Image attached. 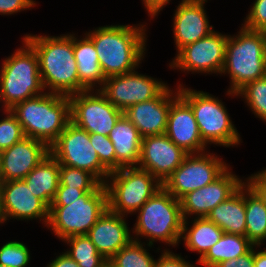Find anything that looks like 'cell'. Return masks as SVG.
<instances>
[{
  "mask_svg": "<svg viewBox=\"0 0 266 267\" xmlns=\"http://www.w3.org/2000/svg\"><path fill=\"white\" fill-rule=\"evenodd\" d=\"M10 111L17 117L25 137L50 147L71 121L69 96L44 92L17 103Z\"/></svg>",
  "mask_w": 266,
  "mask_h": 267,
  "instance_id": "obj_3",
  "label": "cell"
},
{
  "mask_svg": "<svg viewBox=\"0 0 266 267\" xmlns=\"http://www.w3.org/2000/svg\"><path fill=\"white\" fill-rule=\"evenodd\" d=\"M83 36L80 39L73 33V50L77 63L80 92L97 90V88L100 90L106 78L101 71L93 41L86 34Z\"/></svg>",
  "mask_w": 266,
  "mask_h": 267,
  "instance_id": "obj_23",
  "label": "cell"
},
{
  "mask_svg": "<svg viewBox=\"0 0 266 267\" xmlns=\"http://www.w3.org/2000/svg\"><path fill=\"white\" fill-rule=\"evenodd\" d=\"M23 38L38 55L40 77L46 92L64 96L80 92L73 34L60 36L25 34Z\"/></svg>",
  "mask_w": 266,
  "mask_h": 267,
  "instance_id": "obj_2",
  "label": "cell"
},
{
  "mask_svg": "<svg viewBox=\"0 0 266 267\" xmlns=\"http://www.w3.org/2000/svg\"><path fill=\"white\" fill-rule=\"evenodd\" d=\"M49 152L60 165L86 170L102 184L111 173L100 162L96 150L90 143V134L71 121L49 147Z\"/></svg>",
  "mask_w": 266,
  "mask_h": 267,
  "instance_id": "obj_10",
  "label": "cell"
},
{
  "mask_svg": "<svg viewBox=\"0 0 266 267\" xmlns=\"http://www.w3.org/2000/svg\"><path fill=\"white\" fill-rule=\"evenodd\" d=\"M85 192L82 189L58 186L56 195L52 202H73L74 200L83 196Z\"/></svg>",
  "mask_w": 266,
  "mask_h": 267,
  "instance_id": "obj_41",
  "label": "cell"
},
{
  "mask_svg": "<svg viewBox=\"0 0 266 267\" xmlns=\"http://www.w3.org/2000/svg\"><path fill=\"white\" fill-rule=\"evenodd\" d=\"M155 267H195L193 264H190L189 261H186L181 257V253L176 254L170 249L161 250L159 258L155 261Z\"/></svg>",
  "mask_w": 266,
  "mask_h": 267,
  "instance_id": "obj_38",
  "label": "cell"
},
{
  "mask_svg": "<svg viewBox=\"0 0 266 267\" xmlns=\"http://www.w3.org/2000/svg\"><path fill=\"white\" fill-rule=\"evenodd\" d=\"M244 19V27L262 31L266 27V0H255Z\"/></svg>",
  "mask_w": 266,
  "mask_h": 267,
  "instance_id": "obj_37",
  "label": "cell"
},
{
  "mask_svg": "<svg viewBox=\"0 0 266 267\" xmlns=\"http://www.w3.org/2000/svg\"><path fill=\"white\" fill-rule=\"evenodd\" d=\"M30 250L20 241H7L0 247V264L8 267H26L30 262Z\"/></svg>",
  "mask_w": 266,
  "mask_h": 267,
  "instance_id": "obj_34",
  "label": "cell"
},
{
  "mask_svg": "<svg viewBox=\"0 0 266 267\" xmlns=\"http://www.w3.org/2000/svg\"><path fill=\"white\" fill-rule=\"evenodd\" d=\"M20 48L4 58L0 68L1 111L45 92L34 48L24 39ZM4 108V109H3Z\"/></svg>",
  "mask_w": 266,
  "mask_h": 267,
  "instance_id": "obj_6",
  "label": "cell"
},
{
  "mask_svg": "<svg viewBox=\"0 0 266 267\" xmlns=\"http://www.w3.org/2000/svg\"><path fill=\"white\" fill-rule=\"evenodd\" d=\"M261 32L263 33V35H264V39H265V41H266V27H265Z\"/></svg>",
  "mask_w": 266,
  "mask_h": 267,
  "instance_id": "obj_48",
  "label": "cell"
},
{
  "mask_svg": "<svg viewBox=\"0 0 266 267\" xmlns=\"http://www.w3.org/2000/svg\"><path fill=\"white\" fill-rule=\"evenodd\" d=\"M6 113V114H5ZM0 120V150L10 148L15 143L21 141L25 135L17 117L10 111L5 110Z\"/></svg>",
  "mask_w": 266,
  "mask_h": 267,
  "instance_id": "obj_35",
  "label": "cell"
},
{
  "mask_svg": "<svg viewBox=\"0 0 266 267\" xmlns=\"http://www.w3.org/2000/svg\"><path fill=\"white\" fill-rule=\"evenodd\" d=\"M148 247L151 248L152 245L132 239L110 261L115 267H155L156 259L147 252Z\"/></svg>",
  "mask_w": 266,
  "mask_h": 267,
  "instance_id": "obj_31",
  "label": "cell"
},
{
  "mask_svg": "<svg viewBox=\"0 0 266 267\" xmlns=\"http://www.w3.org/2000/svg\"><path fill=\"white\" fill-rule=\"evenodd\" d=\"M261 172L266 176V168H264L263 170H261Z\"/></svg>",
  "mask_w": 266,
  "mask_h": 267,
  "instance_id": "obj_49",
  "label": "cell"
},
{
  "mask_svg": "<svg viewBox=\"0 0 266 267\" xmlns=\"http://www.w3.org/2000/svg\"><path fill=\"white\" fill-rule=\"evenodd\" d=\"M215 267H254V247L246 254L220 262Z\"/></svg>",
  "mask_w": 266,
  "mask_h": 267,
  "instance_id": "obj_42",
  "label": "cell"
},
{
  "mask_svg": "<svg viewBox=\"0 0 266 267\" xmlns=\"http://www.w3.org/2000/svg\"><path fill=\"white\" fill-rule=\"evenodd\" d=\"M206 1L181 0L173 15V34L177 53L185 46L214 31L205 10Z\"/></svg>",
  "mask_w": 266,
  "mask_h": 267,
  "instance_id": "obj_21",
  "label": "cell"
},
{
  "mask_svg": "<svg viewBox=\"0 0 266 267\" xmlns=\"http://www.w3.org/2000/svg\"><path fill=\"white\" fill-rule=\"evenodd\" d=\"M136 213V223L131 228L133 240L141 242V237H144L148 239L147 244L152 246L157 241L169 244V247L179 245L184 221L181 202L164 187L151 196Z\"/></svg>",
  "mask_w": 266,
  "mask_h": 267,
  "instance_id": "obj_5",
  "label": "cell"
},
{
  "mask_svg": "<svg viewBox=\"0 0 266 267\" xmlns=\"http://www.w3.org/2000/svg\"><path fill=\"white\" fill-rule=\"evenodd\" d=\"M171 89L167 86L156 98L134 104L124 112L142 138L166 132L171 102L179 95L178 85L176 90Z\"/></svg>",
  "mask_w": 266,
  "mask_h": 267,
  "instance_id": "obj_19",
  "label": "cell"
},
{
  "mask_svg": "<svg viewBox=\"0 0 266 267\" xmlns=\"http://www.w3.org/2000/svg\"><path fill=\"white\" fill-rule=\"evenodd\" d=\"M5 220H4V215L2 212V201H1V182H0V225L4 224Z\"/></svg>",
  "mask_w": 266,
  "mask_h": 267,
  "instance_id": "obj_46",
  "label": "cell"
},
{
  "mask_svg": "<svg viewBox=\"0 0 266 267\" xmlns=\"http://www.w3.org/2000/svg\"><path fill=\"white\" fill-rule=\"evenodd\" d=\"M126 218L107 208L87 233L97 251L108 260L132 240Z\"/></svg>",
  "mask_w": 266,
  "mask_h": 267,
  "instance_id": "obj_22",
  "label": "cell"
},
{
  "mask_svg": "<svg viewBox=\"0 0 266 267\" xmlns=\"http://www.w3.org/2000/svg\"><path fill=\"white\" fill-rule=\"evenodd\" d=\"M188 155L164 134L145 136L137 167L147 170L162 184Z\"/></svg>",
  "mask_w": 266,
  "mask_h": 267,
  "instance_id": "obj_16",
  "label": "cell"
},
{
  "mask_svg": "<svg viewBox=\"0 0 266 267\" xmlns=\"http://www.w3.org/2000/svg\"><path fill=\"white\" fill-rule=\"evenodd\" d=\"M71 122L89 134L108 136L124 112L107 100L100 90H85L69 96Z\"/></svg>",
  "mask_w": 266,
  "mask_h": 267,
  "instance_id": "obj_12",
  "label": "cell"
},
{
  "mask_svg": "<svg viewBox=\"0 0 266 267\" xmlns=\"http://www.w3.org/2000/svg\"><path fill=\"white\" fill-rule=\"evenodd\" d=\"M264 78L266 79V66H265Z\"/></svg>",
  "mask_w": 266,
  "mask_h": 267,
  "instance_id": "obj_50",
  "label": "cell"
},
{
  "mask_svg": "<svg viewBox=\"0 0 266 267\" xmlns=\"http://www.w3.org/2000/svg\"><path fill=\"white\" fill-rule=\"evenodd\" d=\"M90 143L96 150L100 162L110 171L116 170L115 149L108 136L98 133L90 134Z\"/></svg>",
  "mask_w": 266,
  "mask_h": 267,
  "instance_id": "obj_36",
  "label": "cell"
},
{
  "mask_svg": "<svg viewBox=\"0 0 266 267\" xmlns=\"http://www.w3.org/2000/svg\"><path fill=\"white\" fill-rule=\"evenodd\" d=\"M59 178V186L76 187L85 193L97 192L104 185L90 172L66 165H60Z\"/></svg>",
  "mask_w": 266,
  "mask_h": 267,
  "instance_id": "obj_33",
  "label": "cell"
},
{
  "mask_svg": "<svg viewBox=\"0 0 266 267\" xmlns=\"http://www.w3.org/2000/svg\"><path fill=\"white\" fill-rule=\"evenodd\" d=\"M245 236L255 245L266 240V205L258 194L245 182Z\"/></svg>",
  "mask_w": 266,
  "mask_h": 267,
  "instance_id": "obj_29",
  "label": "cell"
},
{
  "mask_svg": "<svg viewBox=\"0 0 266 267\" xmlns=\"http://www.w3.org/2000/svg\"><path fill=\"white\" fill-rule=\"evenodd\" d=\"M145 26L106 25L85 33L93 41L105 78L137 70L147 50Z\"/></svg>",
  "mask_w": 266,
  "mask_h": 267,
  "instance_id": "obj_1",
  "label": "cell"
},
{
  "mask_svg": "<svg viewBox=\"0 0 266 267\" xmlns=\"http://www.w3.org/2000/svg\"><path fill=\"white\" fill-rule=\"evenodd\" d=\"M104 186L108 209L127 217L136 214L163 184L147 170L131 166L111 172Z\"/></svg>",
  "mask_w": 266,
  "mask_h": 267,
  "instance_id": "obj_8",
  "label": "cell"
},
{
  "mask_svg": "<svg viewBox=\"0 0 266 267\" xmlns=\"http://www.w3.org/2000/svg\"><path fill=\"white\" fill-rule=\"evenodd\" d=\"M178 93L191 106L201 139L207 146L214 144L229 148L242 143L226 106L218 97L183 84L178 85Z\"/></svg>",
  "mask_w": 266,
  "mask_h": 267,
  "instance_id": "obj_7",
  "label": "cell"
},
{
  "mask_svg": "<svg viewBox=\"0 0 266 267\" xmlns=\"http://www.w3.org/2000/svg\"><path fill=\"white\" fill-rule=\"evenodd\" d=\"M229 166L222 158L209 151L188 154L181 165L164 181L163 187L180 200L188 192L214 182Z\"/></svg>",
  "mask_w": 266,
  "mask_h": 267,
  "instance_id": "obj_11",
  "label": "cell"
},
{
  "mask_svg": "<svg viewBox=\"0 0 266 267\" xmlns=\"http://www.w3.org/2000/svg\"><path fill=\"white\" fill-rule=\"evenodd\" d=\"M236 35H228L225 60L221 75L228 74V96L237 97V92L247 83L264 77L266 66V41L261 31L243 25Z\"/></svg>",
  "mask_w": 266,
  "mask_h": 267,
  "instance_id": "obj_4",
  "label": "cell"
},
{
  "mask_svg": "<svg viewBox=\"0 0 266 267\" xmlns=\"http://www.w3.org/2000/svg\"><path fill=\"white\" fill-rule=\"evenodd\" d=\"M60 164L51 155H47L23 180L34 196L50 207L60 184Z\"/></svg>",
  "mask_w": 266,
  "mask_h": 267,
  "instance_id": "obj_26",
  "label": "cell"
},
{
  "mask_svg": "<svg viewBox=\"0 0 266 267\" xmlns=\"http://www.w3.org/2000/svg\"><path fill=\"white\" fill-rule=\"evenodd\" d=\"M254 246L246 236L223 233L219 241L197 263L203 267H215L220 262L248 253Z\"/></svg>",
  "mask_w": 266,
  "mask_h": 267,
  "instance_id": "obj_28",
  "label": "cell"
},
{
  "mask_svg": "<svg viewBox=\"0 0 266 267\" xmlns=\"http://www.w3.org/2000/svg\"><path fill=\"white\" fill-rule=\"evenodd\" d=\"M108 137L115 149L116 170L137 166L142 137L136 126L125 115L117 121Z\"/></svg>",
  "mask_w": 266,
  "mask_h": 267,
  "instance_id": "obj_24",
  "label": "cell"
},
{
  "mask_svg": "<svg viewBox=\"0 0 266 267\" xmlns=\"http://www.w3.org/2000/svg\"><path fill=\"white\" fill-rule=\"evenodd\" d=\"M36 4L34 0H0V15H14V13L30 10Z\"/></svg>",
  "mask_w": 266,
  "mask_h": 267,
  "instance_id": "obj_39",
  "label": "cell"
},
{
  "mask_svg": "<svg viewBox=\"0 0 266 267\" xmlns=\"http://www.w3.org/2000/svg\"><path fill=\"white\" fill-rule=\"evenodd\" d=\"M147 10L150 19L158 16L159 12L170 3L171 0H141Z\"/></svg>",
  "mask_w": 266,
  "mask_h": 267,
  "instance_id": "obj_43",
  "label": "cell"
},
{
  "mask_svg": "<svg viewBox=\"0 0 266 267\" xmlns=\"http://www.w3.org/2000/svg\"><path fill=\"white\" fill-rule=\"evenodd\" d=\"M237 97L244 98L252 113L266 122V79L264 77L247 83L237 93Z\"/></svg>",
  "mask_w": 266,
  "mask_h": 267,
  "instance_id": "obj_32",
  "label": "cell"
},
{
  "mask_svg": "<svg viewBox=\"0 0 266 267\" xmlns=\"http://www.w3.org/2000/svg\"><path fill=\"white\" fill-rule=\"evenodd\" d=\"M49 154L44 142L24 137L1 151L0 182L24 179Z\"/></svg>",
  "mask_w": 266,
  "mask_h": 267,
  "instance_id": "obj_18",
  "label": "cell"
},
{
  "mask_svg": "<svg viewBox=\"0 0 266 267\" xmlns=\"http://www.w3.org/2000/svg\"><path fill=\"white\" fill-rule=\"evenodd\" d=\"M32 191L23 180H10L1 182L2 212L5 223L10 219L40 220L47 226L49 207Z\"/></svg>",
  "mask_w": 266,
  "mask_h": 267,
  "instance_id": "obj_17",
  "label": "cell"
},
{
  "mask_svg": "<svg viewBox=\"0 0 266 267\" xmlns=\"http://www.w3.org/2000/svg\"><path fill=\"white\" fill-rule=\"evenodd\" d=\"M107 208V191L103 185L97 192H86L73 202H52L46 228L61 240L87 235Z\"/></svg>",
  "mask_w": 266,
  "mask_h": 267,
  "instance_id": "obj_9",
  "label": "cell"
},
{
  "mask_svg": "<svg viewBox=\"0 0 266 267\" xmlns=\"http://www.w3.org/2000/svg\"><path fill=\"white\" fill-rule=\"evenodd\" d=\"M46 267H79V265L67 253L62 252L49 262Z\"/></svg>",
  "mask_w": 266,
  "mask_h": 267,
  "instance_id": "obj_44",
  "label": "cell"
},
{
  "mask_svg": "<svg viewBox=\"0 0 266 267\" xmlns=\"http://www.w3.org/2000/svg\"><path fill=\"white\" fill-rule=\"evenodd\" d=\"M231 170L229 167L214 182L190 191L180 199L184 220L192 215L195 218L207 217L215 206L227 200L245 183Z\"/></svg>",
  "mask_w": 266,
  "mask_h": 267,
  "instance_id": "obj_15",
  "label": "cell"
},
{
  "mask_svg": "<svg viewBox=\"0 0 266 267\" xmlns=\"http://www.w3.org/2000/svg\"><path fill=\"white\" fill-rule=\"evenodd\" d=\"M244 180L266 205V176L261 171H258Z\"/></svg>",
  "mask_w": 266,
  "mask_h": 267,
  "instance_id": "obj_40",
  "label": "cell"
},
{
  "mask_svg": "<svg viewBox=\"0 0 266 267\" xmlns=\"http://www.w3.org/2000/svg\"><path fill=\"white\" fill-rule=\"evenodd\" d=\"M191 220L192 226L189 225L188 219L183 221L181 241L187 250L198 252L201 259L206 252L216 244L223 235V230L214 222L209 221L206 217L195 218Z\"/></svg>",
  "mask_w": 266,
  "mask_h": 267,
  "instance_id": "obj_27",
  "label": "cell"
},
{
  "mask_svg": "<svg viewBox=\"0 0 266 267\" xmlns=\"http://www.w3.org/2000/svg\"><path fill=\"white\" fill-rule=\"evenodd\" d=\"M71 248L65 250L79 267H99L105 260L87 235H77L62 240Z\"/></svg>",
  "mask_w": 266,
  "mask_h": 267,
  "instance_id": "obj_30",
  "label": "cell"
},
{
  "mask_svg": "<svg viewBox=\"0 0 266 267\" xmlns=\"http://www.w3.org/2000/svg\"><path fill=\"white\" fill-rule=\"evenodd\" d=\"M167 86V82L134 70L107 77L100 91L116 108L125 112L134 104L156 98Z\"/></svg>",
  "mask_w": 266,
  "mask_h": 267,
  "instance_id": "obj_14",
  "label": "cell"
},
{
  "mask_svg": "<svg viewBox=\"0 0 266 267\" xmlns=\"http://www.w3.org/2000/svg\"><path fill=\"white\" fill-rule=\"evenodd\" d=\"M261 246H254V267H266V247L263 250H256Z\"/></svg>",
  "mask_w": 266,
  "mask_h": 267,
  "instance_id": "obj_45",
  "label": "cell"
},
{
  "mask_svg": "<svg viewBox=\"0 0 266 267\" xmlns=\"http://www.w3.org/2000/svg\"><path fill=\"white\" fill-rule=\"evenodd\" d=\"M206 218L224 233L245 236V183L227 200L215 206Z\"/></svg>",
  "mask_w": 266,
  "mask_h": 267,
  "instance_id": "obj_25",
  "label": "cell"
},
{
  "mask_svg": "<svg viewBox=\"0 0 266 267\" xmlns=\"http://www.w3.org/2000/svg\"><path fill=\"white\" fill-rule=\"evenodd\" d=\"M227 40L228 34L214 30L207 37L183 47L170 62L169 67L188 74L215 73L221 76Z\"/></svg>",
  "mask_w": 266,
  "mask_h": 267,
  "instance_id": "obj_13",
  "label": "cell"
},
{
  "mask_svg": "<svg viewBox=\"0 0 266 267\" xmlns=\"http://www.w3.org/2000/svg\"><path fill=\"white\" fill-rule=\"evenodd\" d=\"M165 134L188 154L203 153L208 149L201 139L191 106L180 95L171 102Z\"/></svg>",
  "mask_w": 266,
  "mask_h": 267,
  "instance_id": "obj_20",
  "label": "cell"
},
{
  "mask_svg": "<svg viewBox=\"0 0 266 267\" xmlns=\"http://www.w3.org/2000/svg\"><path fill=\"white\" fill-rule=\"evenodd\" d=\"M99 267H115V265L108 259H106Z\"/></svg>",
  "mask_w": 266,
  "mask_h": 267,
  "instance_id": "obj_47",
  "label": "cell"
}]
</instances>
